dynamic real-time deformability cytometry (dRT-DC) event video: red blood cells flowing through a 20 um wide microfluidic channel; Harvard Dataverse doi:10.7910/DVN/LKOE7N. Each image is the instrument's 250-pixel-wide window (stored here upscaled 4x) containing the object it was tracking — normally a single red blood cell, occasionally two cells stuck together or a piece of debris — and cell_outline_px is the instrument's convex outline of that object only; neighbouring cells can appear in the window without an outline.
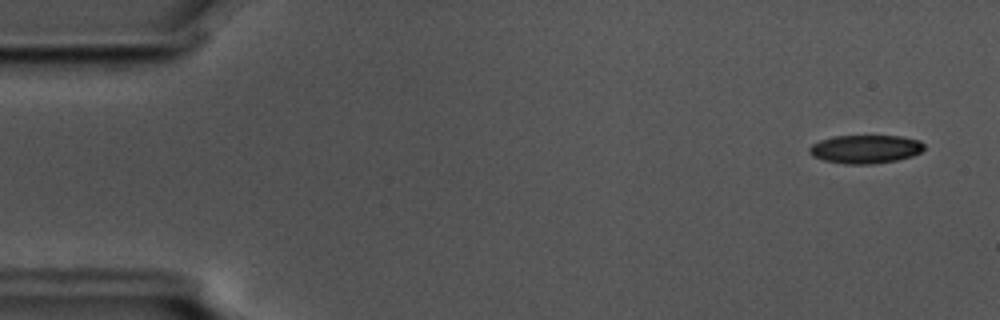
{"species": "common noctule bat (a hibernating species)", "species_latin": "Nyctalus noctula", "temperature_condition": "cold", "stored_images_in_passage": 56, "camera_frame_rate_fps": 3000, "um_per_image_px": 0.085, "animal": {"sex": "male", "body_mass_g": 17.5, "forearm_length_mm": 52.3}, "frame": {"image": 1, "passage_image": 3, "time_ms": 0.667, "image_size_px": [1000, 320], "cell_outline_px": [[924, 148], [920, 152], [912, 156], [896, 160], [872, 164], [844, 164], [824, 160], [812, 156], [808, 152], [808, 148], [812, 144], [820, 140], [832, 136], [900, 136], [920, 140], [924, 144]], "centroid_in_image_um": [73.53, 12.67], "position_along_channel_um": 11.5, "area_um2": 19.07}}
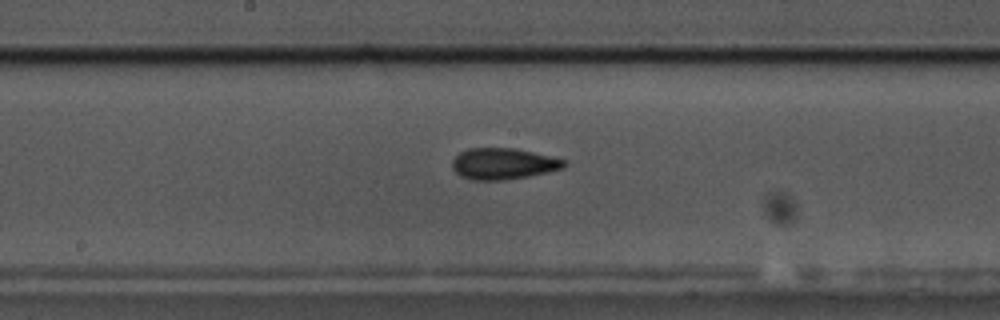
{"frame": {"image": 2, "passage_image": 29, "time_ms": 9.333, "image_size_px": [1000, 320], "cell_outline_px": [[568, 164], [564, 168], [548, 172], [528, 176], [504, 180], [472, 180], [460, 176], [452, 168], [452, 160], [460, 152], [468, 148], [516, 148], [568, 160]], "centroid_in_image_um": [42.8, 13.91], "position_along_channel_um": 205.4, "area_um2": 20.58}}
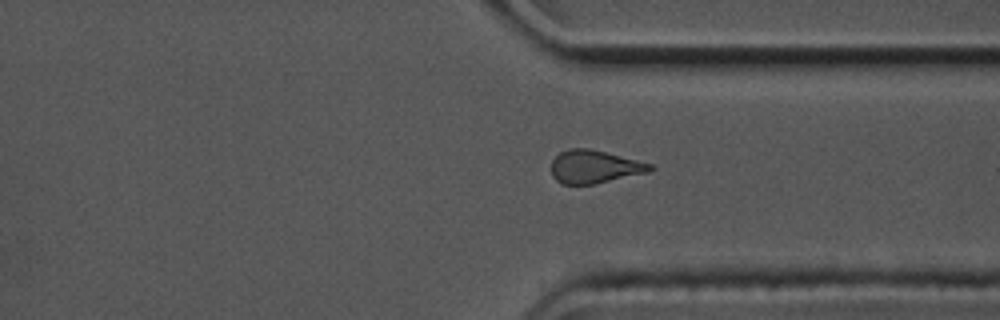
{"frame": {"image": 3, "passage_image": 42, "time_ms": 13.667, "image_size_px": [1000, 320], "cell_outline_px": [[656, 168], [648, 172], [596, 184], [564, 184], [556, 180], [552, 176], [552, 160], [560, 152], [568, 148], [588, 148], [652, 164]], "centroid_in_image_um": [50.52, 14.18], "position_along_channel_um": 360.9, "area_um2": 18.9}, "authors_computed_cell_mechanics": {"area_um2": 19.7676, "velocity_mm_per_s": 3.5902, "shape_relaxation_time_tau1_ms": 8.2904, "shape_relaxation_time_tau2_ms": 2.6426, "deformation_change_tau1": 0.201, "deformation_change_tau2": 0.1099}}